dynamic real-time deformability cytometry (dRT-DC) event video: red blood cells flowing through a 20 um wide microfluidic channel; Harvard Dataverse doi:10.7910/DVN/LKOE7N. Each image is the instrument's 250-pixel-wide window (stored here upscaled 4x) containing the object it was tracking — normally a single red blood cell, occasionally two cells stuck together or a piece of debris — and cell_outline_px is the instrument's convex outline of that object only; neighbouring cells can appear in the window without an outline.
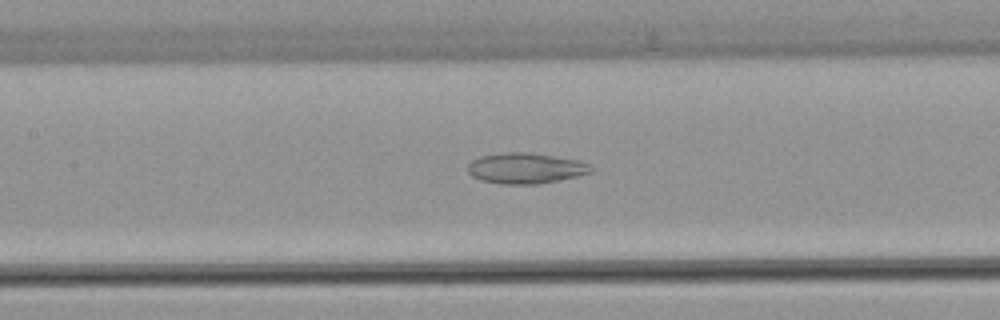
{"species": "common noctule bat (a hibernating species)", "species_latin": "Nyctalus noctula", "temperature_condition": "warm", "stored_images_in_passage": 47, "camera_frame_rate_fps": 3000, "um_per_image_px": 0.085, "animal": {"sex": "female", "body_mass_g": 22.7, "forearm_length_mm": 54.2}, "frame": {"image": 1, "passage_image": 18, "time_ms": 5.667, "image_size_px": [1000, 320], "cell_outline_px": [[592, 172], [576, 176], [536, 184], [500, 184], [480, 180], [472, 176], [468, 172], [468, 164], [472, 160], [480, 156], [504, 152], [528, 152], [580, 160], [592, 164]], "centroid_in_image_um": [44.67, 14.29], "position_along_channel_um": 162.7, "area_um2": 22.08}}
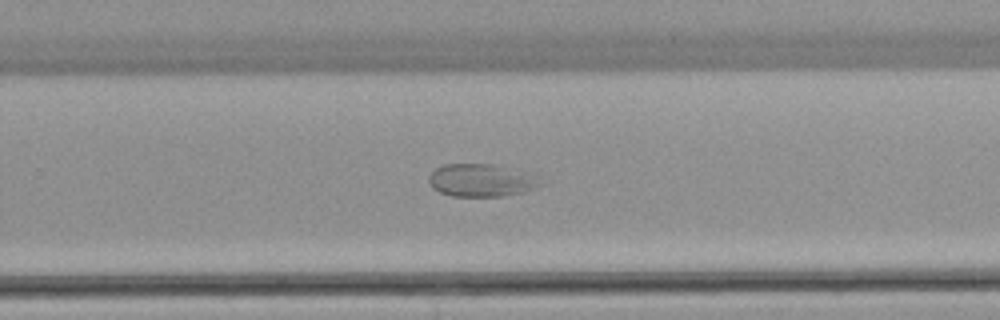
{"frame": {"image": 2, "passage_image": 28, "time_ms": 9.0, "image_size_px": [1000, 320], "cell_outline_px": [[544, 184], [536, 188], [520, 192], [500, 196], [452, 196], [440, 192], [432, 188], [428, 180], [428, 176], [436, 168], [444, 164], [492, 164], [536, 176]], "centroid_in_image_um": [40.86, 15.33], "position_along_channel_um": 288.9, "area_um2": 20.98}}
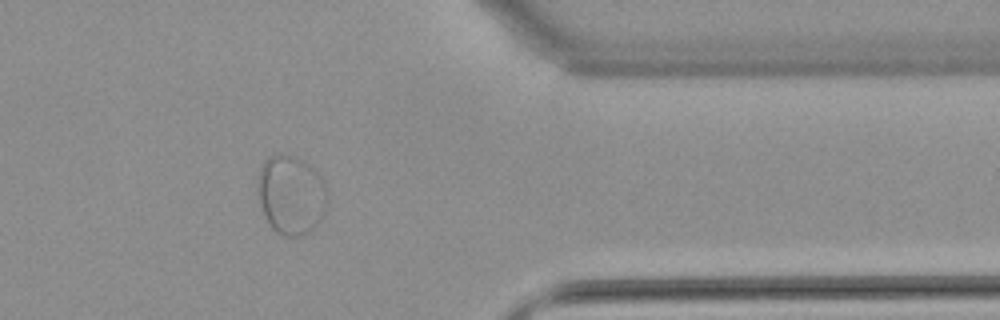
{"frame": {"image": 3, "passage_image": 37, "time_ms": 12.0, "image_size_px": [1000, 320], "cell_outline_px": [[328, 196], [324, 212], [320, 220], [304, 236], [284, 236], [276, 232], [268, 224], [260, 200], [260, 164], [272, 152], [284, 152], [304, 160], [320, 176], [324, 184]], "centroid_in_image_um": [24.75, 16.53], "position_along_channel_um": 386.6, "area_um2": 32.02}}